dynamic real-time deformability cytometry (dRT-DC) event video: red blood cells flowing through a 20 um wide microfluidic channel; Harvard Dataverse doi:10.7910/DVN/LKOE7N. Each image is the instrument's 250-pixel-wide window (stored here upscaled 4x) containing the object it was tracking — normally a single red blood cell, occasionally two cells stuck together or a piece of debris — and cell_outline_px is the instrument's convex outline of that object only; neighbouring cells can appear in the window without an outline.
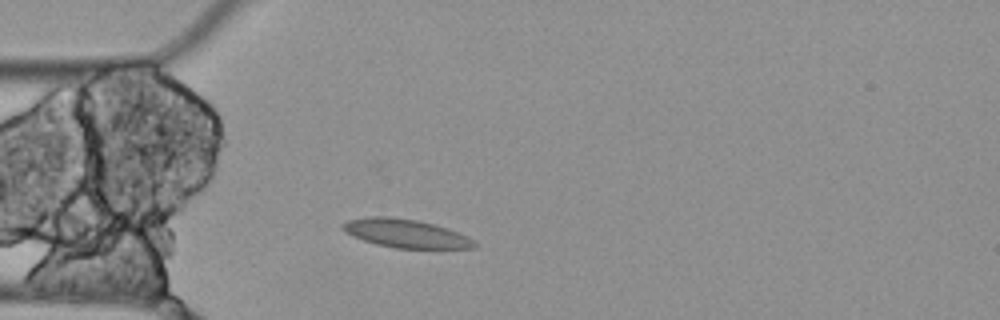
{"species": "Egyptian fruit bat (a non-hibernating species)", "species_latin": "Rousettus aegyptiacus", "temperature_condition": "cold", "stored_images_in_passage": 3, "camera_frame_rate_fps": 3000, "um_per_image_px": 0.085, "animal": {"sex": "female"}, "frame": {"image": 1, "passage_image": 3, "time_ms": 0.667, "image_size_px": [1000, 320], "cell_outline_px": [[480, 244], [476, 248], [396, 248], [376, 244], [352, 236], [344, 232], [340, 228], [340, 224], [348, 220], [368, 216], [388, 216], [416, 220], [448, 228], [468, 236], [476, 240]], "centroid_in_image_um": [34.5, 19.84], "position_along_channel_um": 50.5, "area_um2": 22.08}}